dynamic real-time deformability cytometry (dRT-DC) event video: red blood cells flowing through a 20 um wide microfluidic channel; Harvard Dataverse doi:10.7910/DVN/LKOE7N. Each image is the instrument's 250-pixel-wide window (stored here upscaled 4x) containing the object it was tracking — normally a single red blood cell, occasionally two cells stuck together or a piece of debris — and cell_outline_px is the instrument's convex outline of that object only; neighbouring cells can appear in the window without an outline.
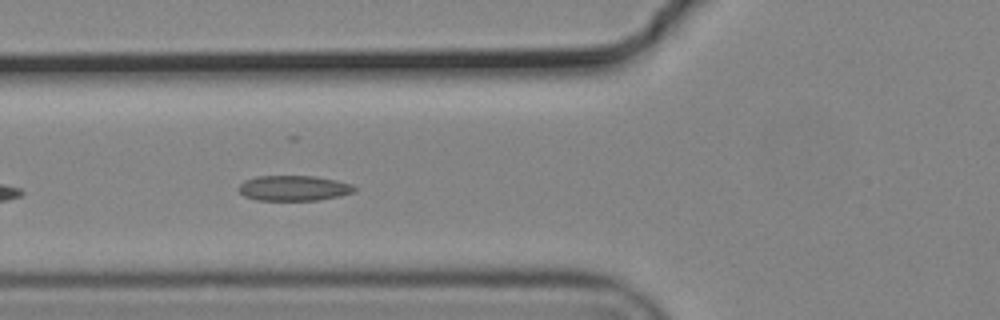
{"species": "common noctule bat (a hibernating species)", "species_latin": "Nyctalus noctula", "temperature_condition": "cold", "stored_images_in_passage": 35, "camera_frame_rate_fps": 3000, "um_per_image_px": 0.085, "animal": {"sex": "male", "body_mass_g": 19.2, "forearm_length_mm": 51.8}, "frame": {"image": 1, "passage_image": 6, "time_ms": 1.667, "image_size_px": [1000, 320], "cell_outline_px": [[356, 192], [340, 196], [320, 200], [256, 200], [244, 196], [240, 192], [240, 184], [244, 180], [256, 176], [316, 176], [336, 180], [352, 184], [356, 188]], "centroid_in_image_um": [25.0, 15.99], "position_along_channel_um": 100.8, "area_um2": 17.17}}
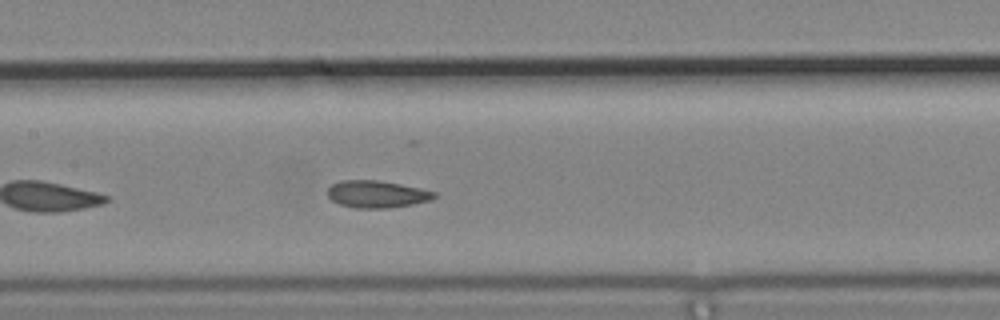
{"frame": {"image": 2, "passage_image": 12, "time_ms": 3.667, "image_size_px": [1000, 320], "cell_outline_px": [[436, 196], [428, 200], [412, 204], [384, 208], [356, 208], [340, 204], [332, 200], [328, 196], [328, 188], [332, 184], [340, 180], [376, 180], [400, 184], [420, 188], [436, 192]], "centroid_in_image_um": [32.0, 16.49], "position_along_channel_um": 175.4, "area_um2": 16.65}}
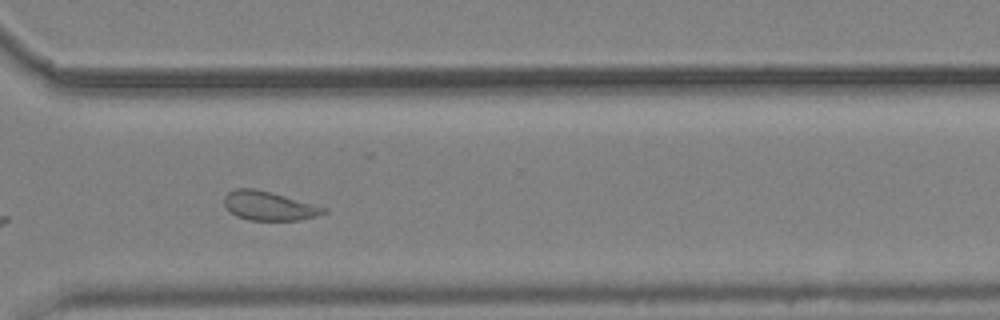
{"frame": {"image": 3, "passage_image": 26, "time_ms": 8.333, "image_size_px": [1000, 320], "cell_outline_px": [[328, 212], [316, 216], [300, 220], [248, 220], [236, 216], [228, 212], [224, 204], [224, 196], [228, 192], [236, 188], [256, 188], [272, 192], [328, 208]], "centroid_in_image_um": [22.84, 17.49], "position_along_channel_um": 347.8, "area_um2": 17.05}, "authors_computed_cell_mechanics": {"area_um2": 17.1666, "velocity_mm_per_s": 3.7039, "shape_relaxation_time_tau1_ms": 10.741, "shape_relaxation_time_tau2_ms": 2.4962, "deformation_change_tau1": 0.1818, "deformation_change_tau2": 0.0799}}